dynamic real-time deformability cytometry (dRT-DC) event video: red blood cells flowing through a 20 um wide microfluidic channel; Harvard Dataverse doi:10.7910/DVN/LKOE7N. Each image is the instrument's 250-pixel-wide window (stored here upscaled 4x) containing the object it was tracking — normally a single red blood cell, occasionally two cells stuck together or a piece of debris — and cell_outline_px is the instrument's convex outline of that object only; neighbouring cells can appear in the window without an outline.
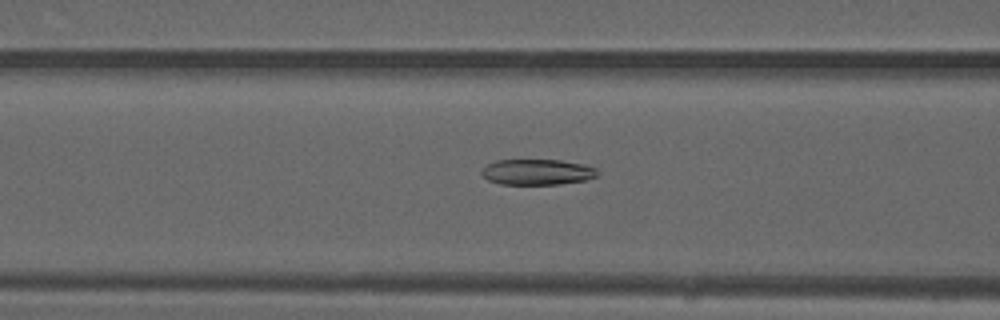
{"species": "common noctule bat (a hibernating species)", "species_latin": "Nyctalus noctula", "temperature_condition": "warm", "stored_images_in_passage": 47, "camera_frame_rate_fps": 3000, "um_per_image_px": 0.085, "animal": {"sex": "male", "forearm_length_mm": 52.5}, "frame": {"image": 1, "passage_image": 20, "time_ms": 6.333, "image_size_px": [1000, 320], "cell_outline_px": [[600, 176], [584, 180], [560, 184], [500, 184], [488, 180], [480, 172], [488, 164], [496, 160], [560, 160], [584, 164], [596, 168]], "centroid_in_image_um": [45.7, 14.62], "position_along_channel_um": 120.9, "area_um2": 17.34}}
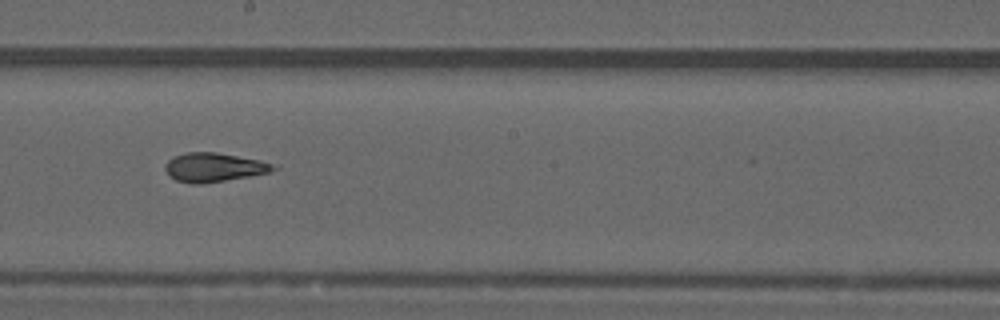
{"frame": {"image": 2, "passage_image": 28, "time_ms": 9.0, "image_size_px": [1000, 320], "cell_outline_px": [[280, 168], [268, 172], [248, 176], [200, 184], [192, 184], [176, 180], [168, 176], [164, 168], [168, 160], [172, 156], [188, 152], [216, 152], [260, 160], [280, 164]], "centroid_in_image_um": [18.2, 14.21], "position_along_channel_um": 230.0, "area_um2": 18.38}}
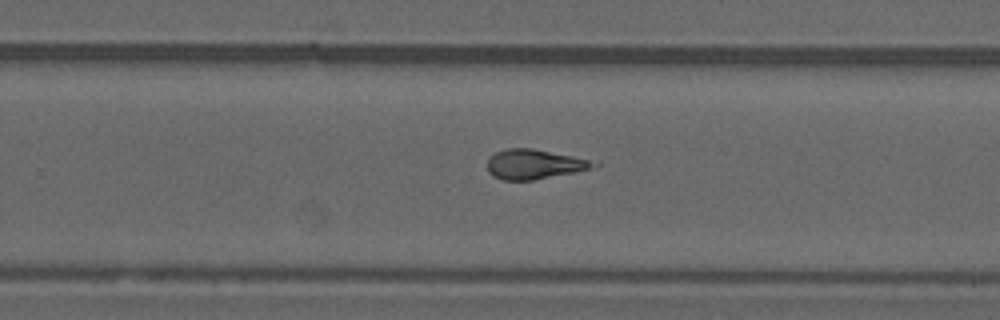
{"frame": {"image": 3, "passage_image": 32, "time_ms": 10.333, "image_size_px": [1000, 320], "cell_outline_px": [[600, 164], [576, 172], [532, 180], [500, 180], [492, 176], [488, 172], [488, 160], [496, 152], [508, 148], [532, 148], [572, 156], [588, 160]], "centroid_in_image_um": [45.35, 13.97], "position_along_channel_um": 284.5, "area_um2": 18.09}, "authors_computed_cell_mechanics": {"area_um2": 18.3804, "velocity_mm_per_s": 4.1, "shape_relaxation_time_tau1_ms": null, "shape_relaxation_time_tau2_ms": 1.8416, "deformation_change_tau1": null, "deformation_change_tau2": 0.1017}}